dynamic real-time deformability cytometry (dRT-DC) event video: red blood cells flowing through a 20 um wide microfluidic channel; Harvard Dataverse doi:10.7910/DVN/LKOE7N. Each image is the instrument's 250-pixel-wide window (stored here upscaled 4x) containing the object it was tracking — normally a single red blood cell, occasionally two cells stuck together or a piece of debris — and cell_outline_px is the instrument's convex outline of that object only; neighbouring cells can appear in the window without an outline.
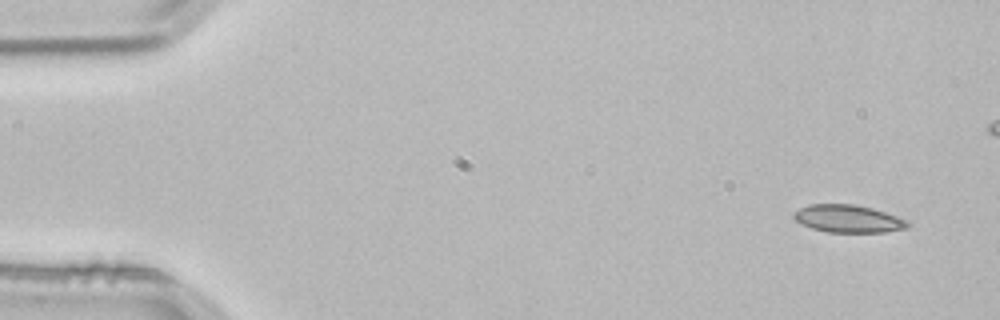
{"species": "common noctule bat (a hibernating species)", "species_latin": "Nyctalus noctula", "temperature_condition": "room temperature", "stored_images_in_passage": 3, "camera_frame_rate_fps": 3000, "um_per_image_px": 0.085, "animal": {"sex": "male", "body_mass_g": 21.5, "forearm_length_mm": 52.0}, "frame": {"image": 1, "passage_image": 1, "time_ms": 0.0, "image_size_px": [1000, 320], "cell_outline_px": [[912, 224], [908, 228], [888, 232], [828, 232], [812, 228], [800, 224], [792, 216], [792, 212], [808, 204], [852, 204], [872, 208], [896, 216]], "centroid_in_image_um": [72.07, 18.59], "position_along_channel_um": 12.9, "area_um2": 18.38}}